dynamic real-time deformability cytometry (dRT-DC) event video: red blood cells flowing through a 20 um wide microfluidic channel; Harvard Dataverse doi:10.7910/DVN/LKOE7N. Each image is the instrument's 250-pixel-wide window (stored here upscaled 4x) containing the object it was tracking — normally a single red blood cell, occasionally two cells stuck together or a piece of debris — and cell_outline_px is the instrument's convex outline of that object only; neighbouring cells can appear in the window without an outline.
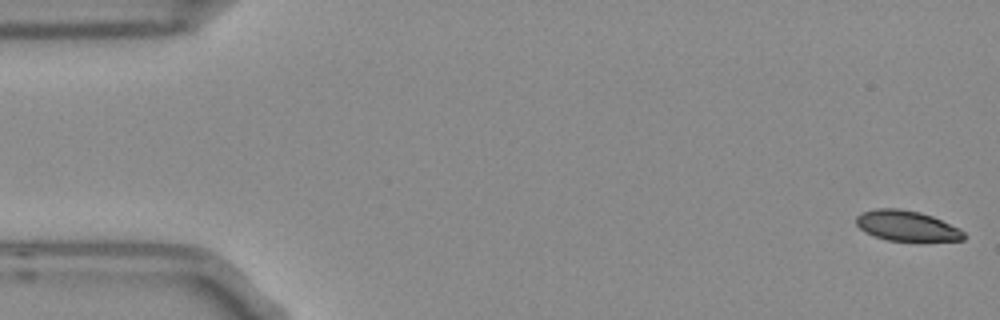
{"species": "Egyptian fruit bat (a non-hibernating species)", "species_latin": "Rousettus aegyptiacus", "temperature_condition": "room temperature", "stored_images_in_passage": 5, "camera_frame_rate_fps": 3000, "um_per_image_px": 0.085, "frame": {"image": 1, "passage_image": 1, "time_ms": 0.0, "image_size_px": [1000, 320], "cell_outline_px": [[968, 236], [964, 240], [888, 240], [864, 232], [856, 224], [856, 216], [860, 212], [876, 208], [900, 208], [920, 212], [932, 216], [960, 228]], "centroid_in_image_um": [77.07, 19.17], "position_along_channel_um": 7.9, "area_um2": 19.02}}
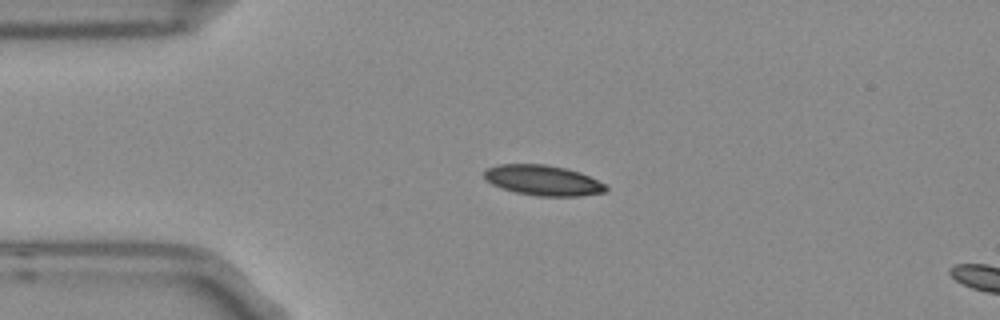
{"frame": {"image": 2, "passage_image": 4, "time_ms": 1.0, "image_size_px": [1000, 320], "cell_outline_px": [[608, 188], [604, 192], [580, 196], [536, 196], [516, 192], [492, 184], [484, 176], [484, 172], [488, 168], [500, 164], [544, 164], [564, 168], [580, 172], [604, 184]], "centroid_in_image_um": [46.16, 15.33], "position_along_channel_um": 38.8, "area_um2": 21.15}}